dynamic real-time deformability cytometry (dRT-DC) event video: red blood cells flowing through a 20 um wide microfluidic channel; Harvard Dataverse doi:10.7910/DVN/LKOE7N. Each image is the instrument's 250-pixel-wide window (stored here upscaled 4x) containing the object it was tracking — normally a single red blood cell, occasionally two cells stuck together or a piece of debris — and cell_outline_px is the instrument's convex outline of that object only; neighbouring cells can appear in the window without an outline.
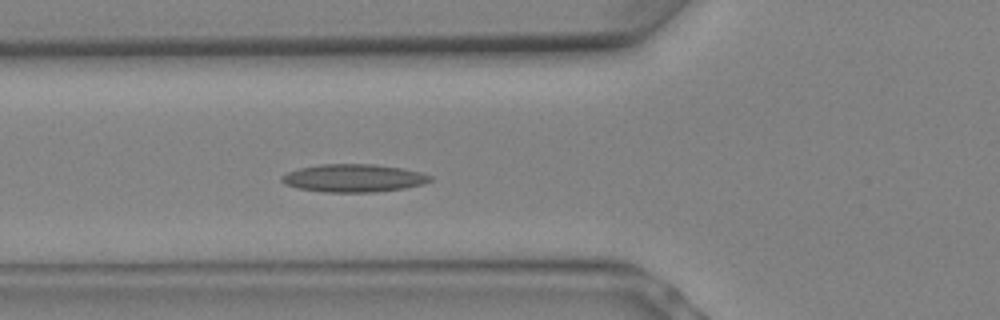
{"species": "Egyptian fruit bat (a non-hibernating species)", "species_latin": "Rousettus aegyptiacus", "temperature_condition": "warm", "stored_images_in_passage": 7, "camera_frame_rate_fps": 3000, "um_per_image_px": 0.085, "animal": {"sex": "female"}, "frame": {"image": 1, "passage_image": 7, "time_ms": 2.0, "image_size_px": [1000, 320], "cell_outline_px": [[432, 180], [424, 184], [404, 188], [372, 192], [324, 192], [300, 188], [284, 184], [280, 180], [280, 176], [288, 172], [300, 168], [320, 164], [372, 164], [400, 168], [420, 172], [432, 176]], "centroid_in_image_um": [30.04, 15.14], "position_along_channel_um": 95.8, "area_um2": 23.99}}